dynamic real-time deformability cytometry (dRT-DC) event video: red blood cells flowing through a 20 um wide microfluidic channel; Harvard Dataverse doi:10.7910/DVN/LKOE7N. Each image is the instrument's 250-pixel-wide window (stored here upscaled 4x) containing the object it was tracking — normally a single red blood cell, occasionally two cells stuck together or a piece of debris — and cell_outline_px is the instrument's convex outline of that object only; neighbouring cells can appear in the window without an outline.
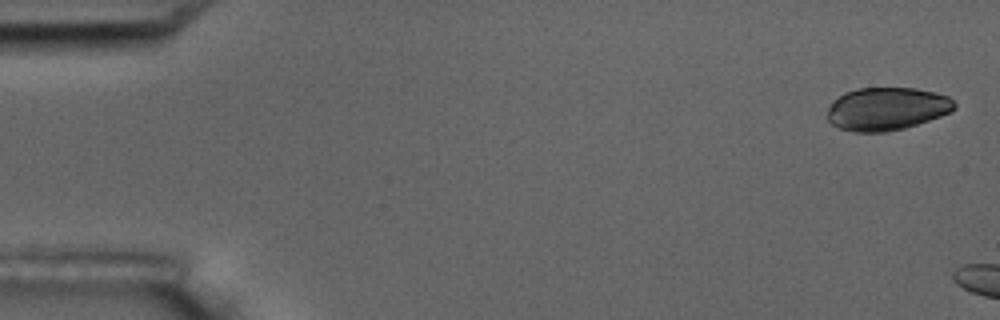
{"species": "common noctule bat (a hibernating species)", "species_latin": "Nyctalus noctula", "temperature_condition": "room temperature", "stored_images_in_passage": 10, "camera_frame_rate_fps": 3000, "um_per_image_px": 0.085, "animal": {"sex": "male", "body_mass_g": 17.5, "forearm_length_mm": 52.3}, "frame": {"image": 1, "passage_image": 1, "time_ms": 0.0, "image_size_px": [1000, 320], "cell_outline_px": [[956, 108], [952, 112], [904, 128], [884, 132], [852, 132], [836, 128], [828, 120], [828, 108], [832, 100], [844, 92], [856, 88], [916, 88], [948, 96], [956, 104]], "centroid_in_image_um": [75.33, 9.25], "position_along_channel_um": 9.7, "area_um2": 31.96}}
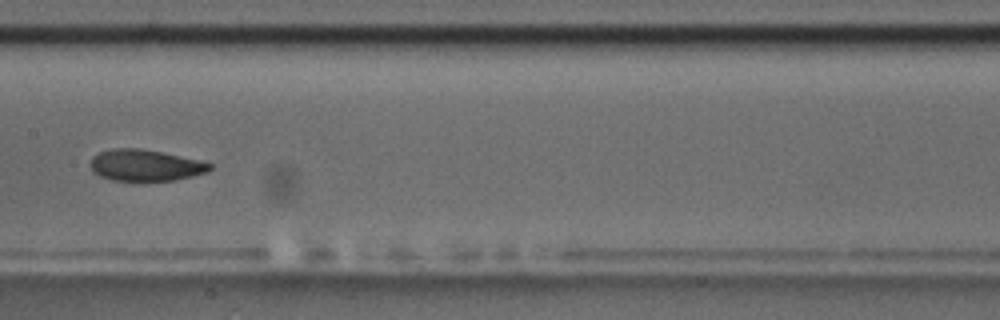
{"frame": {"image": 2, "passage_image": 9, "time_ms": 11.0, "image_size_px": [1000, 320], "cell_outline_px": [[212, 168], [208, 172], [176, 180], [112, 180], [100, 176], [92, 172], [88, 164], [92, 156], [100, 152], [112, 148], [140, 148], [200, 160], [212, 164]], "centroid_in_image_um": [12.32, 14.04], "position_along_channel_um": 195.1, "area_um2": 21.91}}
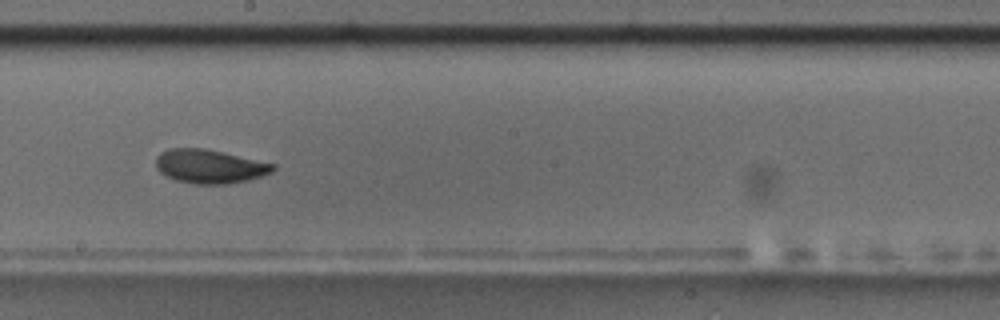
{"frame": {"image": 3, "passage_image": 10, "time_ms": 12.0, "image_size_px": [1000, 320], "cell_outline_px": [[276, 168], [272, 172], [248, 180], [228, 184], [196, 184], [176, 180], [160, 172], [156, 168], [156, 156], [160, 152], [168, 148], [204, 148], [276, 164]], "centroid_in_image_um": [17.81, 14.14], "position_along_channel_um": 230.4, "area_um2": 23.06}}